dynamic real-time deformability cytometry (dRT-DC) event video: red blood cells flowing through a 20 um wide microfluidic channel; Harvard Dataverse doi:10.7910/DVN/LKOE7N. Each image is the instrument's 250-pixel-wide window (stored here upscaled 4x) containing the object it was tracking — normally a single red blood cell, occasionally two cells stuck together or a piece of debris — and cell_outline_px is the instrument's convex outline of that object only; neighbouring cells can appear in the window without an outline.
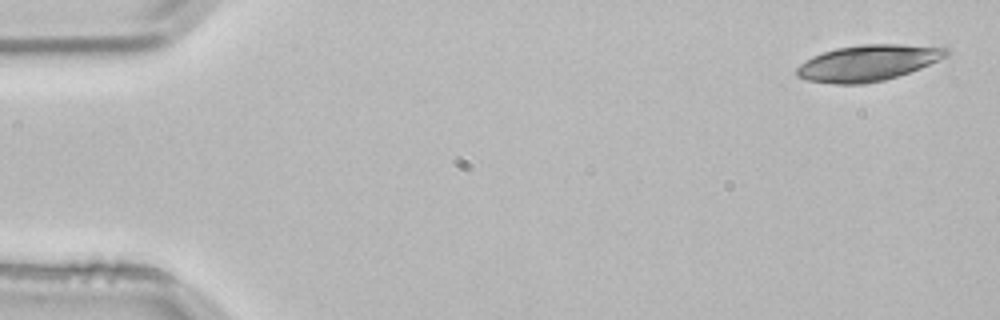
{"species": "common noctule bat (a hibernating species)", "species_latin": "Nyctalus noctula", "temperature_condition": "room temperature", "stored_images_in_passage": 4, "camera_frame_rate_fps": 3000, "um_per_image_px": 0.085, "animal": {"sex": "male", "body_mass_g": 21.5, "forearm_length_mm": 52.0}, "frame": {"image": 1, "passage_image": 1, "time_ms": 0.0, "image_size_px": [1000, 320], "cell_outline_px": [[948, 56], [920, 68], [884, 80], [864, 84], [836, 84], [808, 80], [796, 76], [796, 68], [804, 60], [812, 56], [836, 48], [860, 44], [904, 44], [948, 48]], "centroid_in_image_um": [73.75, 5.34], "position_along_channel_um": 11.2, "area_um2": 31.33}}